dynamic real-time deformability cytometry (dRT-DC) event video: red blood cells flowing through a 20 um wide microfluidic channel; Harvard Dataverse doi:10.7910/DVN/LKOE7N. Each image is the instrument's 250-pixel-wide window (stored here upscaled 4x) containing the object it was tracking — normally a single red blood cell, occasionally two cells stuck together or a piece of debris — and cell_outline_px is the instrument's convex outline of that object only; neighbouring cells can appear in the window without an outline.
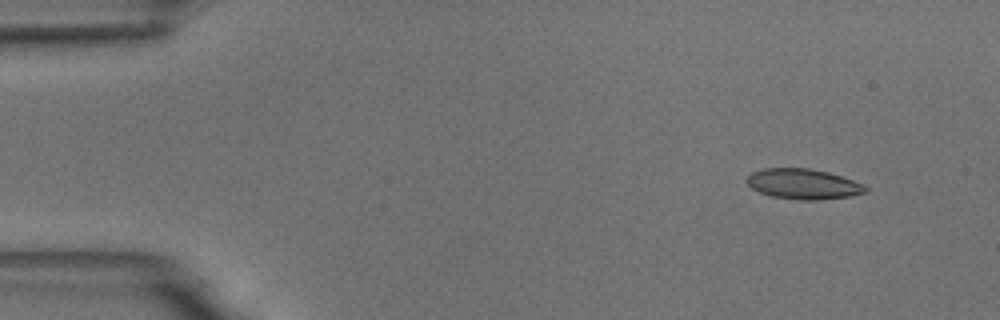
{"species": "common noctule bat (a hibernating species)", "species_latin": "Nyctalus noctula", "temperature_condition": "room temperature", "stored_images_in_passage": 51, "camera_frame_rate_fps": 3000, "um_per_image_px": 0.085, "animal": {"sex": "male", "body_mass_g": 18.8}, "frame": {"image": 1, "passage_image": 1, "time_ms": 0.0, "image_size_px": [1000, 320], "cell_outline_px": [[868, 192], [852, 196], [816, 200], [800, 200], [772, 196], [760, 192], [752, 188], [744, 180], [752, 172], [764, 168], [812, 168], [828, 172], [864, 184], [868, 188]], "centroid_in_image_um": [68.29, 15.64], "position_along_channel_um": 16.7, "area_um2": 21.04}}
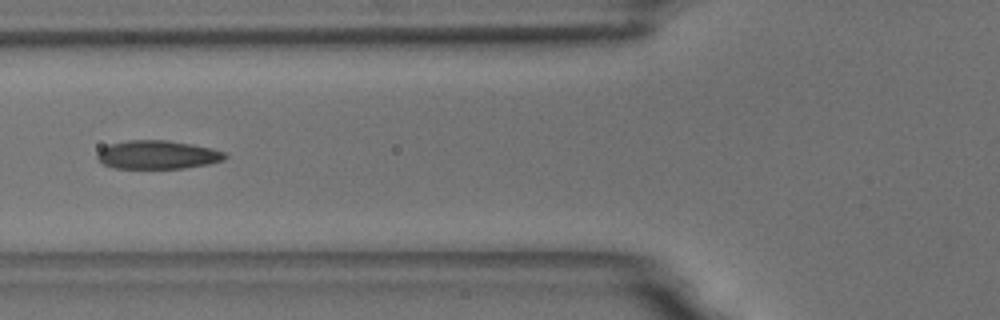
{"frame": {"image": 2, "passage_image": 17, "time_ms": 5.333, "image_size_px": [1000, 320], "cell_outline_px": [[228, 156], [224, 160], [208, 164], [184, 168], [112, 168], [104, 164], [96, 156], [100, 148], [108, 144], [128, 140], [164, 140], [192, 144], [212, 148], [224, 152]], "centroid_in_image_um": [13.38, 13.15], "position_along_channel_um": 112.4, "area_um2": 21.27}}
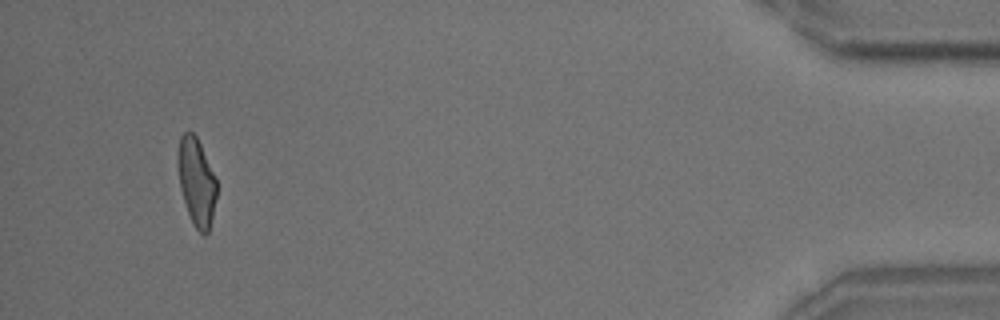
{"frame": {"image": 3, "passage_image": 48, "time_ms": 15.667, "image_size_px": [1000, 320], "cell_outline_px": [[216, 196], [212, 216], [208, 232], [204, 236], [196, 228], [188, 212], [180, 188], [176, 164], [176, 156], [180, 136], [184, 132], [192, 132], [196, 136], [200, 144], [216, 180]], "centroid_in_image_um": [16.66, 15.42], "position_along_channel_um": 418.5, "area_um2": 19.59}, "authors_computed_cell_mechanics": {"area_um2": 21.097, "velocity_mm_per_s": 3.6609, "shape_relaxation_time_tau1_ms": 6.3978, "shape_relaxation_time_tau2_ms": 1.7915, "deformation_change_tau1": 0.1673, "deformation_change_tau2": 0.0918}}